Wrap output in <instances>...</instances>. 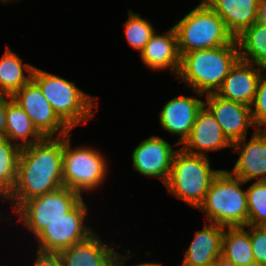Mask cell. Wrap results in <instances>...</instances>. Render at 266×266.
Instances as JSON below:
<instances>
[{
	"label": "cell",
	"mask_w": 266,
	"mask_h": 266,
	"mask_svg": "<svg viewBox=\"0 0 266 266\" xmlns=\"http://www.w3.org/2000/svg\"><path fill=\"white\" fill-rule=\"evenodd\" d=\"M7 98L0 95V137L6 138Z\"/></svg>",
	"instance_id": "32"
},
{
	"label": "cell",
	"mask_w": 266,
	"mask_h": 266,
	"mask_svg": "<svg viewBox=\"0 0 266 266\" xmlns=\"http://www.w3.org/2000/svg\"><path fill=\"white\" fill-rule=\"evenodd\" d=\"M11 98L28 114L34 127L43 137H63L71 132L32 79Z\"/></svg>",
	"instance_id": "10"
},
{
	"label": "cell",
	"mask_w": 266,
	"mask_h": 266,
	"mask_svg": "<svg viewBox=\"0 0 266 266\" xmlns=\"http://www.w3.org/2000/svg\"><path fill=\"white\" fill-rule=\"evenodd\" d=\"M32 80L39 86L54 112L71 130L88 123L100 108L95 101L97 96L85 93L74 82L61 76L34 67Z\"/></svg>",
	"instance_id": "3"
},
{
	"label": "cell",
	"mask_w": 266,
	"mask_h": 266,
	"mask_svg": "<svg viewBox=\"0 0 266 266\" xmlns=\"http://www.w3.org/2000/svg\"><path fill=\"white\" fill-rule=\"evenodd\" d=\"M246 193L248 225L262 226L266 223V181H254Z\"/></svg>",
	"instance_id": "27"
},
{
	"label": "cell",
	"mask_w": 266,
	"mask_h": 266,
	"mask_svg": "<svg viewBox=\"0 0 266 266\" xmlns=\"http://www.w3.org/2000/svg\"><path fill=\"white\" fill-rule=\"evenodd\" d=\"M21 148L10 142L7 138L0 137V198H6L12 191L17 177L18 157ZM8 221L10 217L2 216Z\"/></svg>",
	"instance_id": "25"
},
{
	"label": "cell",
	"mask_w": 266,
	"mask_h": 266,
	"mask_svg": "<svg viewBox=\"0 0 266 266\" xmlns=\"http://www.w3.org/2000/svg\"><path fill=\"white\" fill-rule=\"evenodd\" d=\"M257 22L266 25V0H259Z\"/></svg>",
	"instance_id": "33"
},
{
	"label": "cell",
	"mask_w": 266,
	"mask_h": 266,
	"mask_svg": "<svg viewBox=\"0 0 266 266\" xmlns=\"http://www.w3.org/2000/svg\"><path fill=\"white\" fill-rule=\"evenodd\" d=\"M204 106L213 114L224 135L231 143L247 137L248 128L257 130L251 115V107L224 99L216 93L205 95Z\"/></svg>",
	"instance_id": "12"
},
{
	"label": "cell",
	"mask_w": 266,
	"mask_h": 266,
	"mask_svg": "<svg viewBox=\"0 0 266 266\" xmlns=\"http://www.w3.org/2000/svg\"><path fill=\"white\" fill-rule=\"evenodd\" d=\"M117 251L94 232L87 239L59 252L63 266H111Z\"/></svg>",
	"instance_id": "18"
},
{
	"label": "cell",
	"mask_w": 266,
	"mask_h": 266,
	"mask_svg": "<svg viewBox=\"0 0 266 266\" xmlns=\"http://www.w3.org/2000/svg\"><path fill=\"white\" fill-rule=\"evenodd\" d=\"M239 59L266 69V25L255 22L235 37Z\"/></svg>",
	"instance_id": "23"
},
{
	"label": "cell",
	"mask_w": 266,
	"mask_h": 266,
	"mask_svg": "<svg viewBox=\"0 0 266 266\" xmlns=\"http://www.w3.org/2000/svg\"><path fill=\"white\" fill-rule=\"evenodd\" d=\"M238 59L236 40L221 47L195 49L181 56L176 78L186 83L196 96L216 93Z\"/></svg>",
	"instance_id": "2"
},
{
	"label": "cell",
	"mask_w": 266,
	"mask_h": 266,
	"mask_svg": "<svg viewBox=\"0 0 266 266\" xmlns=\"http://www.w3.org/2000/svg\"><path fill=\"white\" fill-rule=\"evenodd\" d=\"M250 234L252 252L256 262L266 265V229L262 226L246 225Z\"/></svg>",
	"instance_id": "29"
},
{
	"label": "cell",
	"mask_w": 266,
	"mask_h": 266,
	"mask_svg": "<svg viewBox=\"0 0 266 266\" xmlns=\"http://www.w3.org/2000/svg\"><path fill=\"white\" fill-rule=\"evenodd\" d=\"M263 69L261 66L238 59L216 94L224 99L251 107Z\"/></svg>",
	"instance_id": "16"
},
{
	"label": "cell",
	"mask_w": 266,
	"mask_h": 266,
	"mask_svg": "<svg viewBox=\"0 0 266 266\" xmlns=\"http://www.w3.org/2000/svg\"><path fill=\"white\" fill-rule=\"evenodd\" d=\"M223 226L208 222L199 231H195L182 264L185 266H212L221 255Z\"/></svg>",
	"instance_id": "19"
},
{
	"label": "cell",
	"mask_w": 266,
	"mask_h": 266,
	"mask_svg": "<svg viewBox=\"0 0 266 266\" xmlns=\"http://www.w3.org/2000/svg\"><path fill=\"white\" fill-rule=\"evenodd\" d=\"M14 1L16 2H18L19 0H0V3H8V2H13L14 3Z\"/></svg>",
	"instance_id": "36"
},
{
	"label": "cell",
	"mask_w": 266,
	"mask_h": 266,
	"mask_svg": "<svg viewBox=\"0 0 266 266\" xmlns=\"http://www.w3.org/2000/svg\"><path fill=\"white\" fill-rule=\"evenodd\" d=\"M6 126V138L20 148L33 145L44 138L34 127L28 114L10 96H7Z\"/></svg>",
	"instance_id": "21"
},
{
	"label": "cell",
	"mask_w": 266,
	"mask_h": 266,
	"mask_svg": "<svg viewBox=\"0 0 266 266\" xmlns=\"http://www.w3.org/2000/svg\"><path fill=\"white\" fill-rule=\"evenodd\" d=\"M204 101L197 97L175 96L163 105L159 112L161 127L172 135H177L175 145H182L189 137L198 111Z\"/></svg>",
	"instance_id": "15"
},
{
	"label": "cell",
	"mask_w": 266,
	"mask_h": 266,
	"mask_svg": "<svg viewBox=\"0 0 266 266\" xmlns=\"http://www.w3.org/2000/svg\"><path fill=\"white\" fill-rule=\"evenodd\" d=\"M71 136L70 133L64 136L63 185L82 196L104 183L109 164L97 148L82 145L72 148Z\"/></svg>",
	"instance_id": "7"
},
{
	"label": "cell",
	"mask_w": 266,
	"mask_h": 266,
	"mask_svg": "<svg viewBox=\"0 0 266 266\" xmlns=\"http://www.w3.org/2000/svg\"><path fill=\"white\" fill-rule=\"evenodd\" d=\"M209 160L208 156L190 154L178 148L172 160L169 179L164 185L168 193L198 209L212 181L222 170H211Z\"/></svg>",
	"instance_id": "5"
},
{
	"label": "cell",
	"mask_w": 266,
	"mask_h": 266,
	"mask_svg": "<svg viewBox=\"0 0 266 266\" xmlns=\"http://www.w3.org/2000/svg\"><path fill=\"white\" fill-rule=\"evenodd\" d=\"M232 151L240 153L233 169L228 170L233 176L244 182L266 181V133L262 129L252 132L247 137L232 143Z\"/></svg>",
	"instance_id": "13"
},
{
	"label": "cell",
	"mask_w": 266,
	"mask_h": 266,
	"mask_svg": "<svg viewBox=\"0 0 266 266\" xmlns=\"http://www.w3.org/2000/svg\"><path fill=\"white\" fill-rule=\"evenodd\" d=\"M124 251H126V255H121V253H119L118 251L115 253L113 261H112V265L111 266H125V262L128 261L132 254H131V250H127L124 249ZM133 266H163L162 263H154V262H145V263H139Z\"/></svg>",
	"instance_id": "31"
},
{
	"label": "cell",
	"mask_w": 266,
	"mask_h": 266,
	"mask_svg": "<svg viewBox=\"0 0 266 266\" xmlns=\"http://www.w3.org/2000/svg\"><path fill=\"white\" fill-rule=\"evenodd\" d=\"M63 137H44L22 147L18 157L17 177L10 194L4 199L15 212L25 201L59 189L63 185Z\"/></svg>",
	"instance_id": "1"
},
{
	"label": "cell",
	"mask_w": 266,
	"mask_h": 266,
	"mask_svg": "<svg viewBox=\"0 0 266 266\" xmlns=\"http://www.w3.org/2000/svg\"><path fill=\"white\" fill-rule=\"evenodd\" d=\"M128 19L123 23L124 35L132 49L139 54L155 33V28L149 20L142 18L139 13L128 10Z\"/></svg>",
	"instance_id": "26"
},
{
	"label": "cell",
	"mask_w": 266,
	"mask_h": 266,
	"mask_svg": "<svg viewBox=\"0 0 266 266\" xmlns=\"http://www.w3.org/2000/svg\"><path fill=\"white\" fill-rule=\"evenodd\" d=\"M262 130L266 133V126Z\"/></svg>",
	"instance_id": "37"
},
{
	"label": "cell",
	"mask_w": 266,
	"mask_h": 266,
	"mask_svg": "<svg viewBox=\"0 0 266 266\" xmlns=\"http://www.w3.org/2000/svg\"><path fill=\"white\" fill-rule=\"evenodd\" d=\"M172 145L158 136L142 140L132 152L133 169L145 177H156L167 183L175 152Z\"/></svg>",
	"instance_id": "11"
},
{
	"label": "cell",
	"mask_w": 266,
	"mask_h": 266,
	"mask_svg": "<svg viewBox=\"0 0 266 266\" xmlns=\"http://www.w3.org/2000/svg\"><path fill=\"white\" fill-rule=\"evenodd\" d=\"M221 256L232 261L236 266H244L255 261L250 234L245 227L224 228Z\"/></svg>",
	"instance_id": "24"
},
{
	"label": "cell",
	"mask_w": 266,
	"mask_h": 266,
	"mask_svg": "<svg viewBox=\"0 0 266 266\" xmlns=\"http://www.w3.org/2000/svg\"><path fill=\"white\" fill-rule=\"evenodd\" d=\"M225 23L228 31L238 36L257 22L259 0H203Z\"/></svg>",
	"instance_id": "20"
},
{
	"label": "cell",
	"mask_w": 266,
	"mask_h": 266,
	"mask_svg": "<svg viewBox=\"0 0 266 266\" xmlns=\"http://www.w3.org/2000/svg\"><path fill=\"white\" fill-rule=\"evenodd\" d=\"M190 154L208 156L207 152L232 148L213 114L203 105L198 111L189 137L181 145Z\"/></svg>",
	"instance_id": "14"
},
{
	"label": "cell",
	"mask_w": 266,
	"mask_h": 266,
	"mask_svg": "<svg viewBox=\"0 0 266 266\" xmlns=\"http://www.w3.org/2000/svg\"><path fill=\"white\" fill-rule=\"evenodd\" d=\"M251 115L256 129H263L266 126V69L262 70L258 80Z\"/></svg>",
	"instance_id": "28"
},
{
	"label": "cell",
	"mask_w": 266,
	"mask_h": 266,
	"mask_svg": "<svg viewBox=\"0 0 266 266\" xmlns=\"http://www.w3.org/2000/svg\"><path fill=\"white\" fill-rule=\"evenodd\" d=\"M173 28L180 57L195 49L221 47L235 40L223 19L203 0L176 22Z\"/></svg>",
	"instance_id": "6"
},
{
	"label": "cell",
	"mask_w": 266,
	"mask_h": 266,
	"mask_svg": "<svg viewBox=\"0 0 266 266\" xmlns=\"http://www.w3.org/2000/svg\"><path fill=\"white\" fill-rule=\"evenodd\" d=\"M34 266H63L59 253L36 251Z\"/></svg>",
	"instance_id": "30"
},
{
	"label": "cell",
	"mask_w": 266,
	"mask_h": 266,
	"mask_svg": "<svg viewBox=\"0 0 266 266\" xmlns=\"http://www.w3.org/2000/svg\"><path fill=\"white\" fill-rule=\"evenodd\" d=\"M141 61L153 71L170 69L177 77L180 70V55L177 46V36L173 28L164 34L154 33L140 52Z\"/></svg>",
	"instance_id": "17"
},
{
	"label": "cell",
	"mask_w": 266,
	"mask_h": 266,
	"mask_svg": "<svg viewBox=\"0 0 266 266\" xmlns=\"http://www.w3.org/2000/svg\"><path fill=\"white\" fill-rule=\"evenodd\" d=\"M35 66L23 63L18 54L9 46L0 59V95L12 96L32 79ZM28 72V75L25 72Z\"/></svg>",
	"instance_id": "22"
},
{
	"label": "cell",
	"mask_w": 266,
	"mask_h": 266,
	"mask_svg": "<svg viewBox=\"0 0 266 266\" xmlns=\"http://www.w3.org/2000/svg\"><path fill=\"white\" fill-rule=\"evenodd\" d=\"M244 266H264V265H261V264H259L258 262L253 261V262H250V263H248V264H246V265H244Z\"/></svg>",
	"instance_id": "35"
},
{
	"label": "cell",
	"mask_w": 266,
	"mask_h": 266,
	"mask_svg": "<svg viewBox=\"0 0 266 266\" xmlns=\"http://www.w3.org/2000/svg\"><path fill=\"white\" fill-rule=\"evenodd\" d=\"M83 196L62 186L57 190L25 201L15 212L17 223H23L36 237L51 221L61 219L71 211Z\"/></svg>",
	"instance_id": "8"
},
{
	"label": "cell",
	"mask_w": 266,
	"mask_h": 266,
	"mask_svg": "<svg viewBox=\"0 0 266 266\" xmlns=\"http://www.w3.org/2000/svg\"><path fill=\"white\" fill-rule=\"evenodd\" d=\"M82 199L61 219H56L36 236L37 250L59 253L80 241L87 239L95 232L85 223L88 205Z\"/></svg>",
	"instance_id": "9"
},
{
	"label": "cell",
	"mask_w": 266,
	"mask_h": 266,
	"mask_svg": "<svg viewBox=\"0 0 266 266\" xmlns=\"http://www.w3.org/2000/svg\"><path fill=\"white\" fill-rule=\"evenodd\" d=\"M246 183L233 176L228 169H222L212 181L204 202L198 207L207 222L223 227L248 225L247 193L241 187Z\"/></svg>",
	"instance_id": "4"
},
{
	"label": "cell",
	"mask_w": 266,
	"mask_h": 266,
	"mask_svg": "<svg viewBox=\"0 0 266 266\" xmlns=\"http://www.w3.org/2000/svg\"><path fill=\"white\" fill-rule=\"evenodd\" d=\"M212 266H236L232 261L227 260L223 256H219L212 264Z\"/></svg>",
	"instance_id": "34"
}]
</instances>
